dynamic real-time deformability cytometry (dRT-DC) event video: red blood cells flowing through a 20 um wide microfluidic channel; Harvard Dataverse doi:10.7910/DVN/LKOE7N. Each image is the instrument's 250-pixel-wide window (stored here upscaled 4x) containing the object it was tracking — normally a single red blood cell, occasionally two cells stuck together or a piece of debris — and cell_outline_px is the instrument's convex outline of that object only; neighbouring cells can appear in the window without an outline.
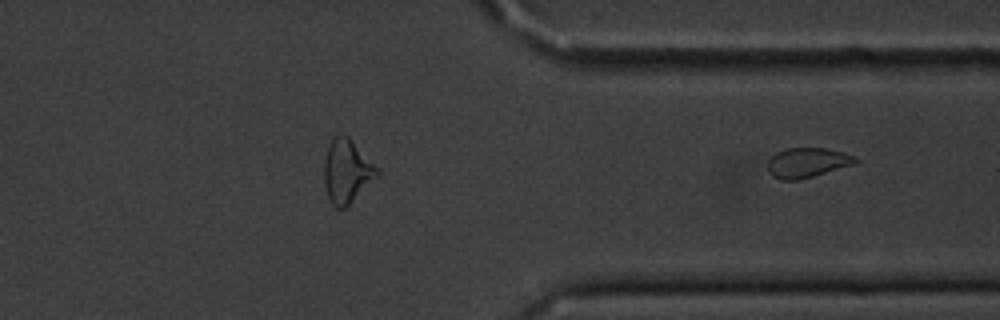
{"species": "common noctule bat (a hibernating species)", "species_latin": "Nyctalus noctula", "temperature_condition": "cold", "stored_images_in_passage": 44, "segment_of_instrument_passage": [2, 2], "camera_frame_rate_fps": 3000, "um_per_image_px": 0.085, "animal": {"sex": "male", "body_mass_g": 20.1, "forearm_length_mm": 53.5}, "frame": {"image": 1, "passage_image": 44, "time_ms": 14.333, "image_size_px": [1000, 320], "cell_outline_px": [[860, 160], [856, 164], [800, 180], [780, 180], [772, 176], [768, 172], [768, 160], [776, 152], [788, 148], [824, 148], [844, 152]], "centroid_in_image_um": [68.62, 13.83], "position_along_channel_um": 342.8, "area_um2": 15.37}}